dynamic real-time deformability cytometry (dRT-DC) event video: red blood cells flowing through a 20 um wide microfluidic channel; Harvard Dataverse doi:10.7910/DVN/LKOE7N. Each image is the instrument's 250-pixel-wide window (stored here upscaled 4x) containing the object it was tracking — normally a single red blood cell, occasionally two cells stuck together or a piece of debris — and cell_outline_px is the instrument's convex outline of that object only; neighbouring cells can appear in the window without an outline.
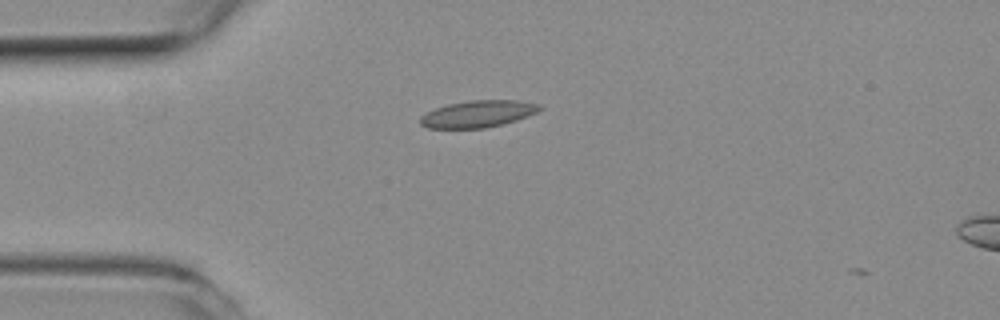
{"species": "common noctule bat (a hibernating species)", "species_latin": "Nyctalus noctula", "temperature_condition": "room temperature", "stored_images_in_passage": 8, "camera_frame_rate_fps": 3000, "um_per_image_px": 0.085, "animal": {"sex": "female", "body_mass_g": 19.3, "forearm_length_mm": 54.1}, "frame": {"image": 1, "passage_image": 5, "time_ms": 1.333, "image_size_px": [1000, 320], "cell_outline_px": [[544, 108], [528, 116], [504, 124], [484, 128], [428, 128], [420, 124], [420, 116], [424, 112], [448, 104], [472, 100], [520, 100], [540, 104]], "centroid_in_image_um": [40.64, 9.68], "position_along_channel_um": 44.4, "area_um2": 18.84}}